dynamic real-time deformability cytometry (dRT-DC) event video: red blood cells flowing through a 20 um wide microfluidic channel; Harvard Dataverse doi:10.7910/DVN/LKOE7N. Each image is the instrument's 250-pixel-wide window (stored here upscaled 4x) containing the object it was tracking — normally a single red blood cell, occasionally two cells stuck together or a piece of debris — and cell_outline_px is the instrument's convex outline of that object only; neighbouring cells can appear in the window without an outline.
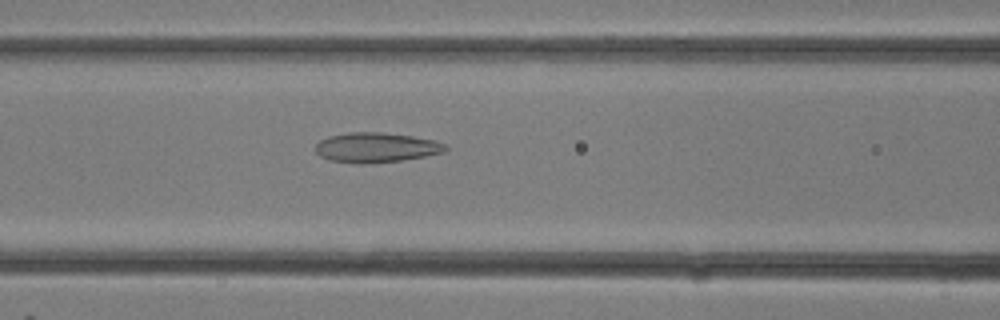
{"species": "common noctule bat (a hibernating species)", "species_latin": "Nyctalus noctula", "temperature_condition": "room temperature", "stored_images_in_passage": 27, "camera_frame_rate_fps": 3000, "um_per_image_px": 0.085, "animal": {"sex": "female"}, "frame": {"image": 1, "passage_image": 10, "time_ms": 3.0, "image_size_px": [1000, 320], "cell_outline_px": [[448, 148], [444, 152], [424, 156], [400, 160], [360, 164], [356, 164], [328, 160], [320, 156], [316, 152], [316, 144], [320, 140], [328, 136], [348, 132], [384, 132], [412, 136], [432, 140], [448, 144]], "centroid_in_image_um": [31.95, 12.53], "position_along_channel_um": 134.7, "area_um2": 22.66}}
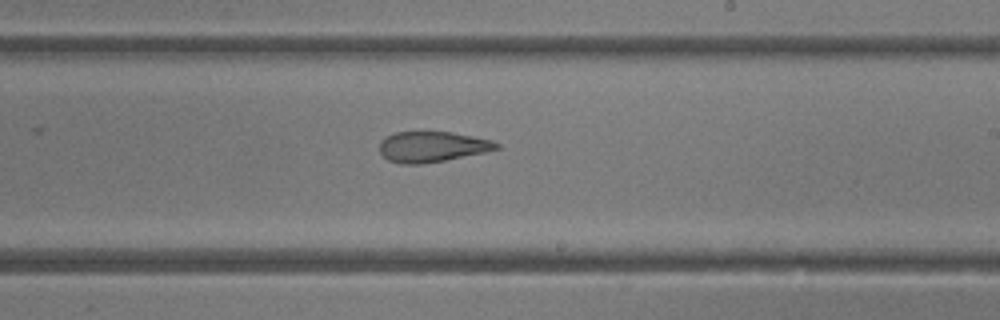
{"frame": {"image": 2, "passage_image": 15, "time_ms": 4.667, "image_size_px": [1000, 320], "cell_outline_px": [[500, 148], [488, 152], [444, 160], [420, 164], [400, 164], [388, 160], [380, 152], [380, 140], [396, 132], [452, 132], [492, 140], [500, 144]], "centroid_in_image_um": [36.76, 12.48], "position_along_channel_um": 252.2, "area_um2": 20.81}}
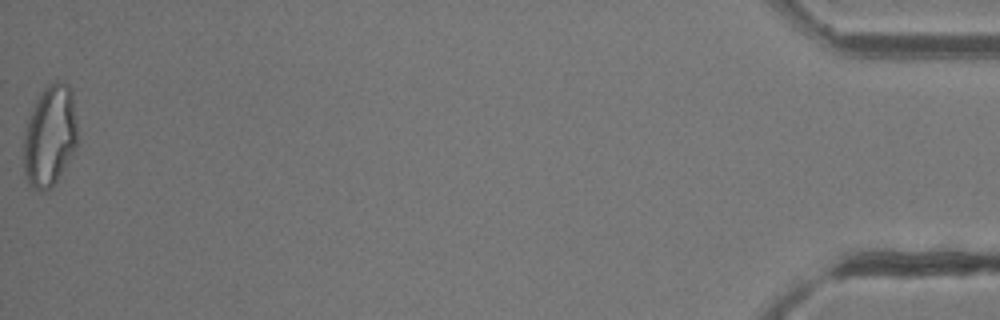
{"frame": {"image": 3, "passage_image": 27, "time_ms": 8.667, "image_size_px": [1000, 320], "cell_outline_px": [[76, 148], [52, 188], [44, 192], [40, 192], [32, 188], [28, 184], [24, 172], [24, 140], [28, 120], [36, 100], [44, 88], [48, 84], [56, 80], [64, 80], [72, 88], [76, 120]], "centroid_in_image_um": [4.24, 11.55], "position_along_channel_um": 431.0, "area_um2": 31.91}}